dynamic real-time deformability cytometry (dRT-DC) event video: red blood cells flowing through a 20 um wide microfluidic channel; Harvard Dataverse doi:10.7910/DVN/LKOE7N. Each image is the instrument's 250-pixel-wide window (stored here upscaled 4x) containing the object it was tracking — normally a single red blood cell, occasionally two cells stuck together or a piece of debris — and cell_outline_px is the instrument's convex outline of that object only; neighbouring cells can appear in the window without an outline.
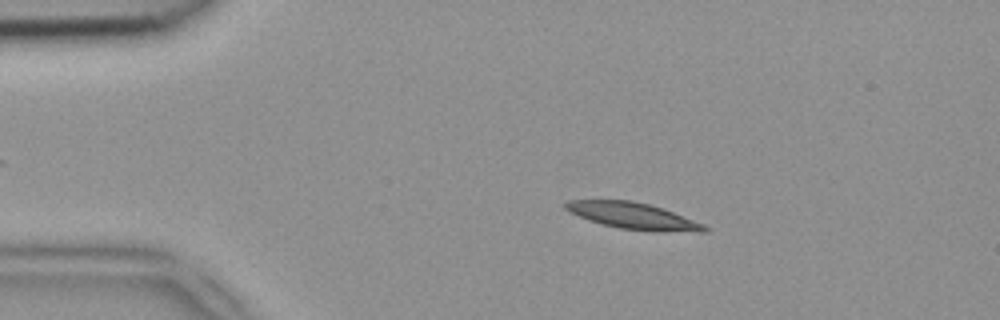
{"species": "common noctule bat (a hibernating species)", "species_latin": "Nyctalus noctula", "temperature_condition": "room temperature", "stored_images_in_passage": 48, "camera_frame_rate_fps": 3000, "um_per_image_px": 0.085, "animal": {"sex": "female", "body_mass_g": 18.4}, "frame": {"image": 1, "passage_image": 8, "time_ms": 2.333, "image_size_px": [1000, 320], "cell_outline_px": [[712, 228], [708, 232], [652, 232], [620, 228], [600, 224], [588, 220], [568, 212], [564, 208], [564, 204], [568, 200], [632, 200], [648, 204], [672, 212], [704, 224]], "centroid_in_image_um": [53.83, 18.37], "position_along_channel_um": 31.2, "area_um2": 21.68}}
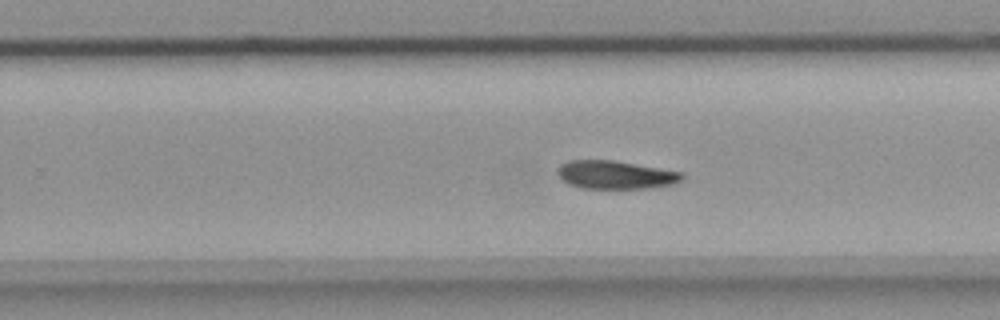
{"frame": {"image": 2, "passage_image": 30, "time_ms": 9.667, "image_size_px": [1000, 320], "cell_outline_px": [[684, 180], [672, 184], [652, 188], [580, 188], [568, 184], [556, 172], [556, 168], [560, 164], [568, 160], [612, 160], [684, 172]], "centroid_in_image_um": [52.32, 14.85], "position_along_channel_um": 277.5, "area_um2": 20.63}}
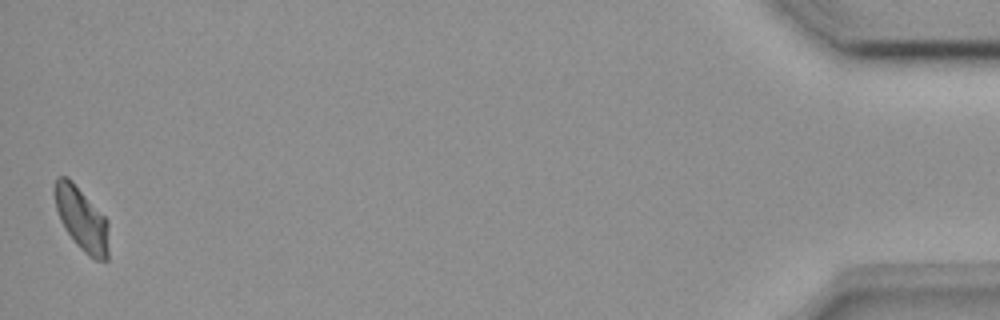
{"frame": {"image": 3, "passage_image": 48, "time_ms": 15.667, "image_size_px": [1000, 320], "cell_outline_px": [[108, 260], [96, 260], [84, 252], [76, 244], [60, 220], [56, 208], [52, 192], [52, 188], [56, 176], [68, 176], [72, 180], [108, 220]], "centroid_in_image_um": [6.91, 18.56], "position_along_channel_um": 428.3, "area_um2": 20.17}}